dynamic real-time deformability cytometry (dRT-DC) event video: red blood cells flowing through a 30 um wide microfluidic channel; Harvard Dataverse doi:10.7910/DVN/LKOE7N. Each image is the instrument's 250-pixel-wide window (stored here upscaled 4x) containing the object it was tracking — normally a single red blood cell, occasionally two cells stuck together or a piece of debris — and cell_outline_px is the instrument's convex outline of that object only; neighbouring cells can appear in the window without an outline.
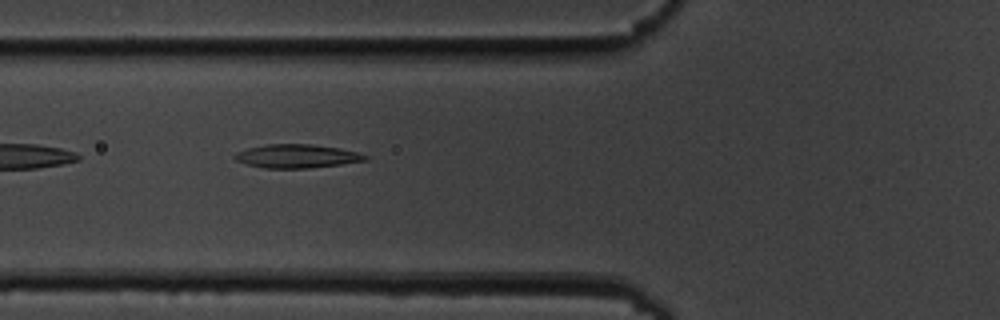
{"species": "common noctule bat (a hibernating species)", "species_latin": "Nyctalus noctula", "temperature_condition": "cold", "stored_images_in_passage": 38, "camera_frame_rate_fps": 3000, "um_per_image_px": 0.085, "animal": {"sex": "male", "body_mass_g": 19.5, "forearm_length_mm": 54.6}, "frame": {"image": 1, "passage_image": 3, "time_ms": 0.667, "image_size_px": [1000, 320], "cell_outline_px": [[368, 160], [340, 164], [308, 168], [264, 168], [248, 164], [236, 160], [232, 156], [236, 152], [248, 148], [268, 144], [312, 144], [340, 148], [356, 152], [368, 156]], "centroid_in_image_um": [25.22, 13.27], "position_along_channel_um": 100.6, "area_um2": 17.8}}
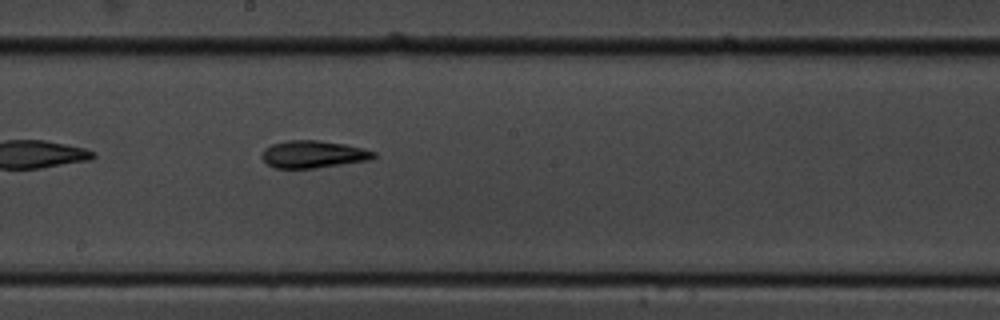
{"frame": {"image": 2, "passage_image": 13, "time_ms": 4.0, "image_size_px": [1000, 320], "cell_outline_px": [[376, 156], [368, 160], [316, 168], [272, 168], [260, 156], [264, 148], [272, 144], [288, 140], [316, 140], [344, 144], [364, 148], [376, 152]], "centroid_in_image_um": [26.6, 13.11], "position_along_channel_um": 221.6, "area_um2": 17.8}}
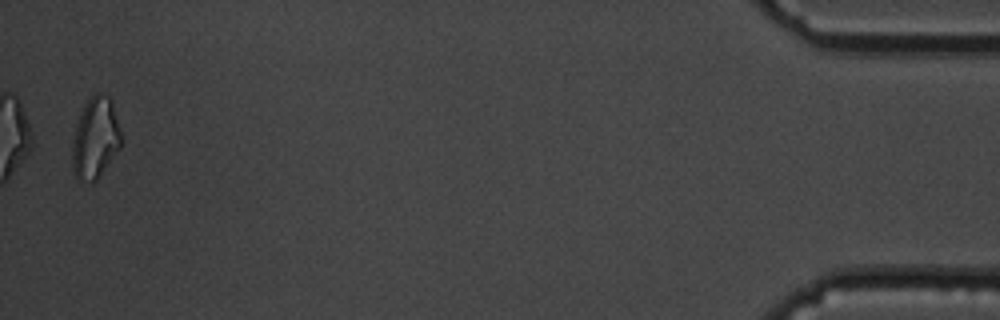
{"frame": {"image": 3, "passage_image": 37, "time_ms": 12.0, "image_size_px": [1000, 320], "cell_outline_px": [[124, 140], [120, 148], [96, 180], [92, 184], [76, 180], [72, 172], [72, 144], [80, 112], [84, 104], [96, 92], [100, 92], [108, 96], [112, 100]], "centroid_in_image_um": [8.12, 11.76], "position_along_channel_um": 427.1, "area_um2": 23.64}}